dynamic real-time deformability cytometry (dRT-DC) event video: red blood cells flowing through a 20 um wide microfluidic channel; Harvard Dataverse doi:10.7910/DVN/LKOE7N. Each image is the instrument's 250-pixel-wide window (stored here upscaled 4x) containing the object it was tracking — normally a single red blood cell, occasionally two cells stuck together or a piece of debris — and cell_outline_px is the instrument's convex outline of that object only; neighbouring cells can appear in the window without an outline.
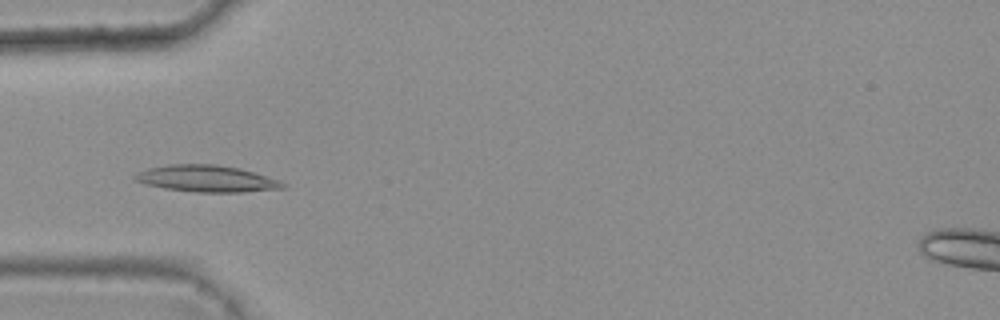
{"species": "common noctule bat (a hibernating species)", "species_latin": "Nyctalus noctula", "temperature_condition": "warm", "stored_images_in_passage": 6, "camera_frame_rate_fps": 3000, "um_per_image_px": 0.085, "animal": {"sex": "female", "body_mass_g": 25.1}, "frame": {"image": 1, "passage_image": 4, "time_ms": 1.0, "image_size_px": [1000, 320], "cell_outline_px": [[288, 184], [284, 188], [244, 192], [196, 192], [164, 188], [144, 184], [136, 180], [132, 176], [136, 172], [148, 168], [168, 164], [216, 164], [240, 168], [280, 180]], "centroid_in_image_um": [17.56, 15.18], "position_along_channel_um": 67.4, "area_um2": 23.12}}
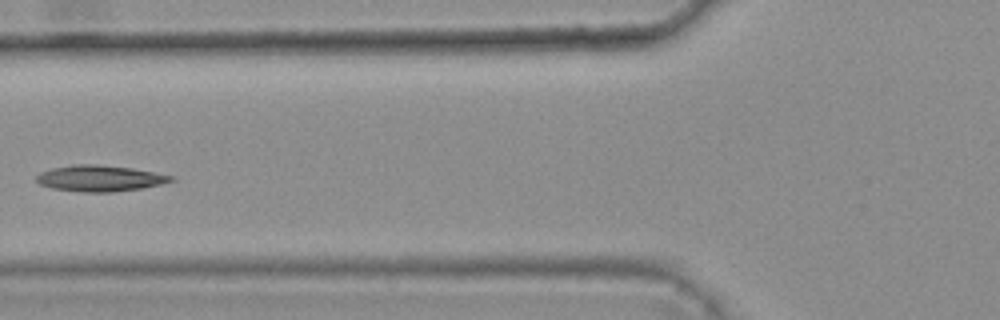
{"frame": {"image": 2, "passage_image": 5, "time_ms": 1.333, "image_size_px": [1000, 320], "cell_outline_px": [[176, 180], [160, 184], [140, 188], [112, 192], [80, 192], [52, 188], [40, 184], [36, 180], [36, 176], [40, 172], [52, 168], [72, 164], [96, 164], [132, 168], [172, 176]], "centroid_in_image_um": [8.44, 15.15], "position_along_channel_um": 117.4, "area_um2": 20.35}}
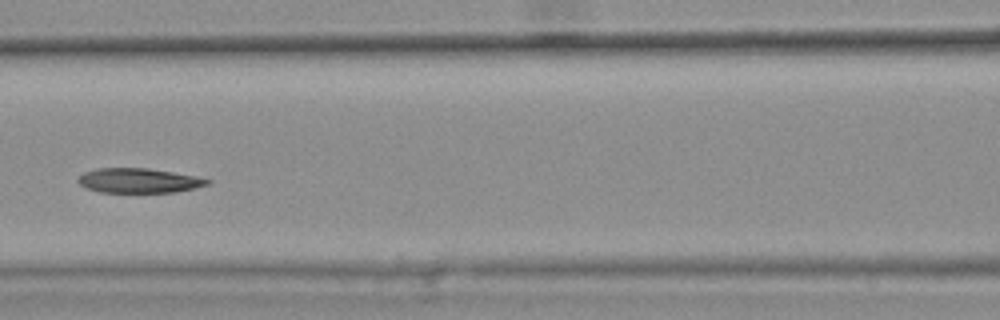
{"frame": {"image": 3, "passage_image": 6, "time_ms": 1.667, "image_size_px": [1000, 320], "cell_outline_px": [[212, 180], [208, 184], [176, 192], [100, 192], [84, 188], [76, 180], [84, 172], [96, 168], [148, 168], [196, 176]], "centroid_in_image_um": [11.75, 15.34], "position_along_channel_um": 154.8, "area_um2": 18.5}}